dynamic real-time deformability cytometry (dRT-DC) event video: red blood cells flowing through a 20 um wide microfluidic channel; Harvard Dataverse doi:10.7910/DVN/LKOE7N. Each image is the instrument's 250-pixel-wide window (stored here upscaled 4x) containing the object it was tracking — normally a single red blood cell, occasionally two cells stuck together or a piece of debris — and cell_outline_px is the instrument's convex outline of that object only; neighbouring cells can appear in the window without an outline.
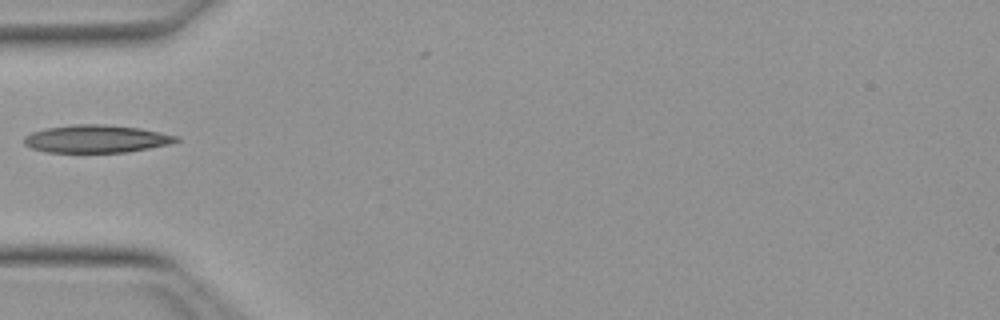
{"species": "Egyptian fruit bat (a non-hibernating species)", "species_latin": "Rousettus aegyptiacus", "temperature_condition": "warm", "stored_images_in_passage": 9, "camera_frame_rate_fps": 3000, "um_per_image_px": 0.085, "animal": {"sex": "female"}, "frame": {"image": 1, "passage_image": 1, "time_ms": 0.0, "image_size_px": [1000, 320], "cell_outline_px": [[180, 140], [168, 144], [148, 148], [124, 152], [44, 152], [32, 148], [24, 144], [24, 136], [32, 132], [44, 128], [72, 124], [104, 124], [140, 128], [180, 136]], "centroid_in_image_um": [8.16, 11.79], "position_along_channel_um": 76.8, "area_um2": 24.62}}